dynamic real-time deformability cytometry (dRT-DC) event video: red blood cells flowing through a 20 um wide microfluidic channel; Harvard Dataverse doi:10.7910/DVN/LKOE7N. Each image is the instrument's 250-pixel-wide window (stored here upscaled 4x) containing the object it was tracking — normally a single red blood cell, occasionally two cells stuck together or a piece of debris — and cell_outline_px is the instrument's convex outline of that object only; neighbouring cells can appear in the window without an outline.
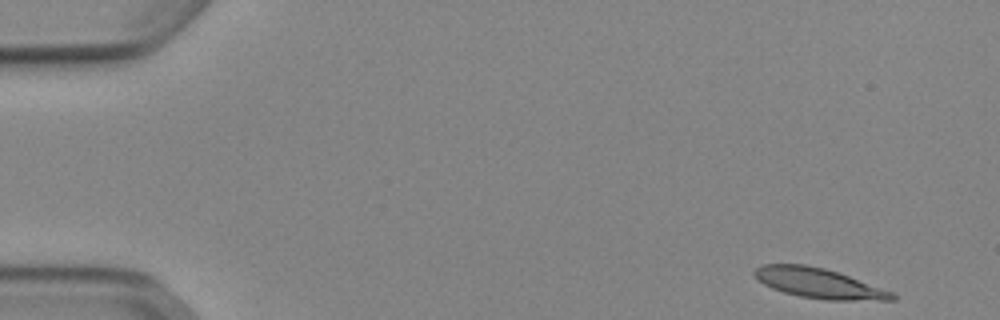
{"species": "Egyptian fruit bat (a non-hibernating species)", "species_latin": "Rousettus aegyptiacus", "temperature_condition": "cold", "stored_images_in_passage": 12, "camera_frame_rate_fps": 3000, "um_per_image_px": 0.085, "animal": {"sex": "female"}, "frame": {"image": 1, "passage_image": 1, "time_ms": 0.0, "image_size_px": [1000, 320], "cell_outline_px": [[896, 300], [828, 300], [800, 296], [784, 292], [772, 288], [764, 284], [752, 272], [760, 264], [804, 264], [824, 268], [848, 276], [892, 292], [896, 296]], "centroid_in_image_um": [69.57, 24.07], "position_along_channel_um": 15.4, "area_um2": 23.64}}